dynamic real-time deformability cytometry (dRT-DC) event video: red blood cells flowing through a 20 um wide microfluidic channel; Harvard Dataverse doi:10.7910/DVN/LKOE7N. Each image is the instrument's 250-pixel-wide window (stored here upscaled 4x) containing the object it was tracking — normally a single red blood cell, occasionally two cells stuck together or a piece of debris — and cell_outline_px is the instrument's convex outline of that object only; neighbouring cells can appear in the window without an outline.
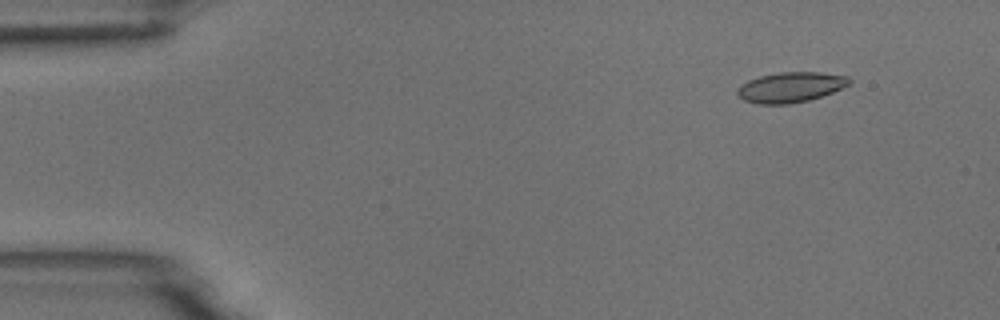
{"species": "common noctule bat (a hibernating species)", "species_latin": "Nyctalus noctula", "temperature_condition": "room temperature", "stored_images_in_passage": 4, "camera_frame_rate_fps": 3000, "um_per_image_px": 0.085, "animal": {"sex": "male", "body_mass_g": 18.8}, "frame": {"image": 1, "passage_image": 1, "time_ms": 0.0, "image_size_px": [1000, 320], "cell_outline_px": [[852, 80], [848, 84], [832, 92], [808, 100], [788, 104], [756, 104], [744, 100], [736, 96], [736, 88], [748, 80], [760, 76], [780, 72], [820, 72], [848, 76]], "centroid_in_image_um": [67.14, 7.41], "position_along_channel_um": 17.9, "area_um2": 19.71}}
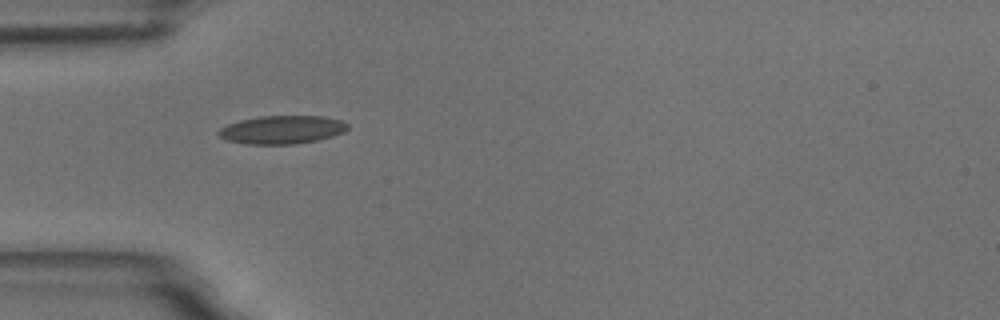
{"frame": {"image": 2, "passage_image": 4, "time_ms": 3.667, "image_size_px": [1000, 320], "cell_outline_px": [[348, 128], [344, 132], [332, 136], [316, 140], [296, 144], [248, 144], [224, 140], [216, 132], [220, 128], [228, 124], [240, 120], [260, 116], [324, 116], [340, 120], [348, 124]], "centroid_in_image_um": [23.95, 11.02], "position_along_channel_um": 61.0, "area_um2": 21.27}}